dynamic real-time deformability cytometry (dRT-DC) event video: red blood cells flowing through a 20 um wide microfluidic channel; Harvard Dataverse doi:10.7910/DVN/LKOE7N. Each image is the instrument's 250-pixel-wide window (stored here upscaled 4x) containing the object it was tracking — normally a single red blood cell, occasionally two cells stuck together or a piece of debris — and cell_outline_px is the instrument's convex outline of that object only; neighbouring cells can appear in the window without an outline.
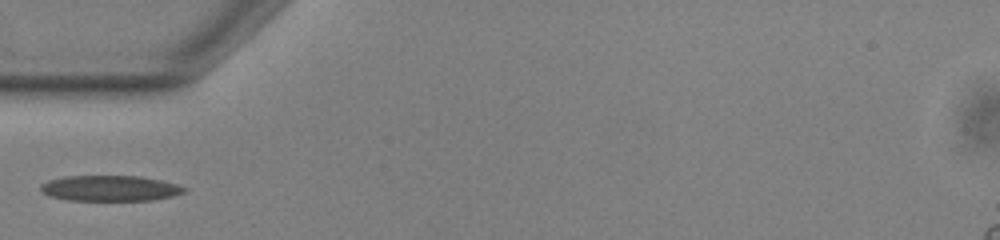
{"species": "common noctule bat (a hibernating species)", "species_latin": "Nyctalus noctula", "temperature_condition": "warm", "stored_images_in_passage": 3, "camera_frame_rate_fps": 3000, "um_per_image_px": 0.085, "animal": {"sex": "male", "body_mass_g": 13.0, "forearm_length_mm": 53.1}, "frame": {"image": 1, "passage_image": 1, "time_ms": 0.0, "image_size_px": [1000, 240], "cell_outline_px": [[188, 192], [172, 196], [152, 200], [68, 200], [48, 196], [40, 188], [40, 184], [48, 180], [64, 176], [140, 176], [160, 180], [176, 184], [188, 188]], "centroid_in_image_um": [9.37, 16.0], "position_along_channel_um": 75.6, "area_um2": 21.5}}